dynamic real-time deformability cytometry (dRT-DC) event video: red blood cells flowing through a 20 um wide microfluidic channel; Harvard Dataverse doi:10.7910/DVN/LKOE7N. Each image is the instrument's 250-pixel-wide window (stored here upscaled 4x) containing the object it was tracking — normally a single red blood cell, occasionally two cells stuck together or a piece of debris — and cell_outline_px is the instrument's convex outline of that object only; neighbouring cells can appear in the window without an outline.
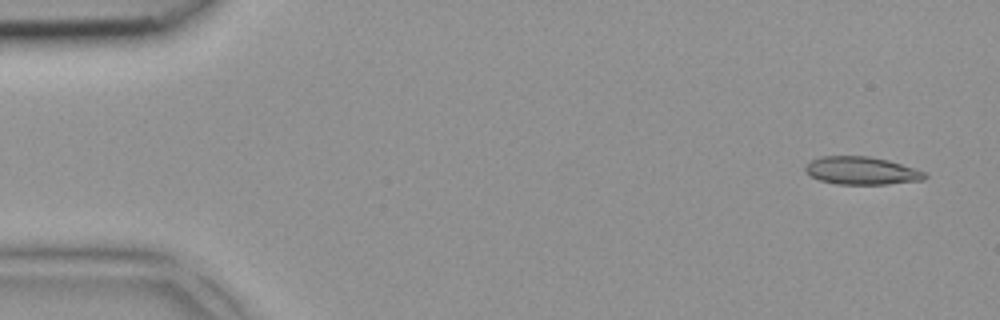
{"species": "common noctule bat (a hibernating species)", "species_latin": "Nyctalus noctula", "temperature_condition": "room temperature", "stored_images_in_passage": 5, "segment_of_instrument_passage": [1, 2], "camera_frame_rate_fps": 3000, "um_per_image_px": 0.085, "animal": {"sex": "female", "body_mass_g": 18.4}, "frame": {"image": 1, "passage_image": 1, "time_ms": 0.0, "image_size_px": [1000, 320], "cell_outline_px": [[928, 176], [924, 180], [888, 184], [836, 184], [820, 180], [804, 172], [804, 168], [812, 160], [820, 156], [868, 156], [888, 160], [924, 172]], "centroid_in_image_um": [73.21, 14.51], "position_along_channel_um": 11.8, "area_um2": 19.25}}